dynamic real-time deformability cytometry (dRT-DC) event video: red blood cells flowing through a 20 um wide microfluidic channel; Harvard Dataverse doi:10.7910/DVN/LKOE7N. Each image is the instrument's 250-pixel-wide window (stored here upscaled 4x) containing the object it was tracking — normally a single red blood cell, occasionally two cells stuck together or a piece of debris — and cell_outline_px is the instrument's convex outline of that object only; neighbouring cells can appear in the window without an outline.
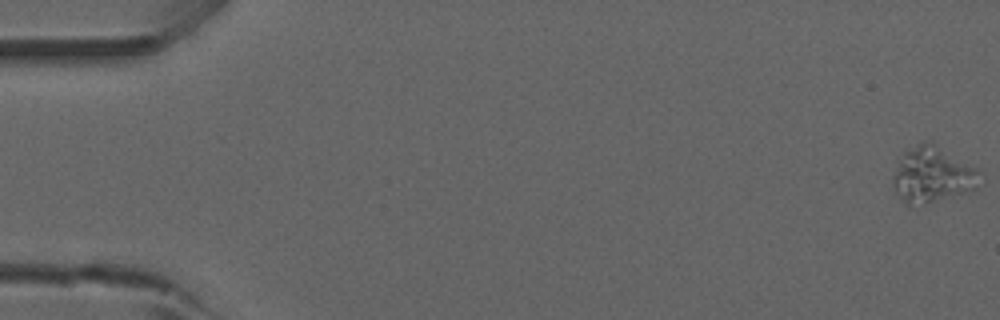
{"species": "common noctule bat (a hibernating species)", "species_latin": "Nyctalus noctula", "temperature_condition": "room temperature", "stored_images_in_passage": 53, "camera_frame_rate_fps": 3000, "um_per_image_px": 0.085, "animal": {"sex": "male", "forearm_length_mm": 52.5}, "frame": {"image": 1, "passage_image": 1, "time_ms": 0.0, "image_size_px": [1000, 320], "cell_outline_px": [[984, 172], [972, 188], [932, 200], [908, 204], [892, 188], [892, 176], [904, 152], [908, 148], [924, 140], [932, 140]], "centroid_in_image_um": [79.23, 14.73], "position_along_channel_um": 5.8, "area_um2": 27.46}}
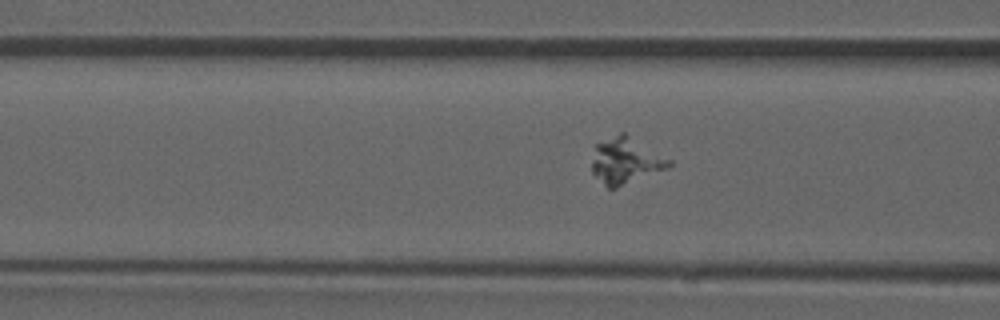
{"frame": {"image": 2, "passage_image": 21, "time_ms": 6.667, "image_size_px": [1000, 320], "cell_outline_px": [[672, 164], [668, 168], [616, 188], [608, 188], [592, 172], [592, 160], [596, 144], [620, 132], [624, 132], [672, 160]], "centroid_in_image_um": [53.19, 13.66], "position_along_channel_um": 113.4, "area_um2": 20.58}}
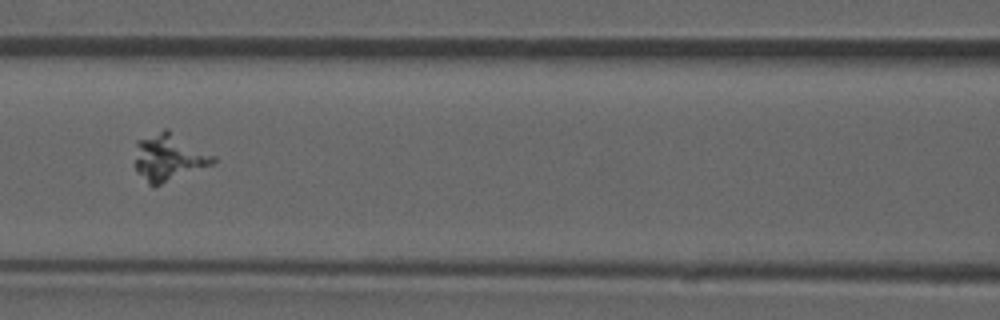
{"frame": {"image": 3, "passage_image": 24, "time_ms": 7.667, "image_size_px": [1000, 320], "cell_outline_px": [[216, 160], [212, 164], [152, 188], [136, 172], [136, 140], [164, 128], [168, 128], [216, 156]], "centroid_in_image_um": [14.34, 13.36], "position_along_channel_um": 152.3, "area_um2": 21.73}}